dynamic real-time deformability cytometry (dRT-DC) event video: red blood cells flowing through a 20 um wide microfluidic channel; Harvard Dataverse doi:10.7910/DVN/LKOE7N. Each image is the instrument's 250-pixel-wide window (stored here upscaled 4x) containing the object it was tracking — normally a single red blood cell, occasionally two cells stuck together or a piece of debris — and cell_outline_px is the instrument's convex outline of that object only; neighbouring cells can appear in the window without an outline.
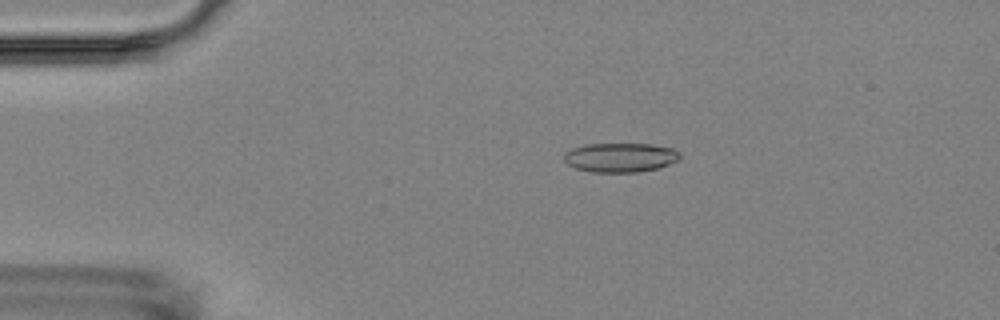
{"species": "Egyptian fruit bat (a non-hibernating species)", "species_latin": "Rousettus aegyptiacus", "temperature_condition": "room temperature", "stored_images_in_passage": 16, "camera_frame_rate_fps": 3000, "um_per_image_px": 0.085, "animal": {"sex": "female"}, "frame": {"image": 1, "passage_image": 3, "time_ms": 2.333, "image_size_px": [1000, 320], "cell_outline_px": [[680, 160], [656, 168], [636, 172], [592, 172], [576, 168], [568, 164], [564, 160], [564, 152], [572, 148], [584, 144], [652, 144], [672, 148], [680, 152]], "centroid_in_image_um": [52.72, 13.37], "position_along_channel_um": 32.3, "area_um2": 19.77}}
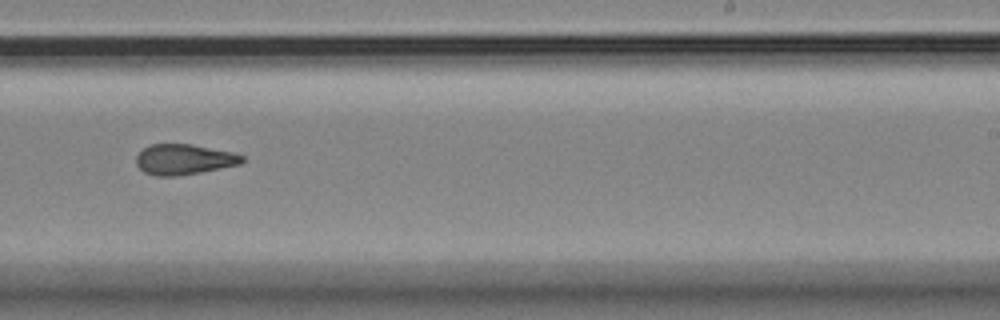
{"frame": {"image": 2, "passage_image": 10, "time_ms": 10.333, "image_size_px": [1000, 320], "cell_outline_px": [[244, 160], [240, 164], [200, 172], [176, 176], [156, 176], [144, 172], [136, 164], [136, 156], [148, 144], [192, 144], [232, 152], [244, 156]], "centroid_in_image_um": [15.62, 13.54], "position_along_channel_um": 273.4, "area_um2": 18.73}}
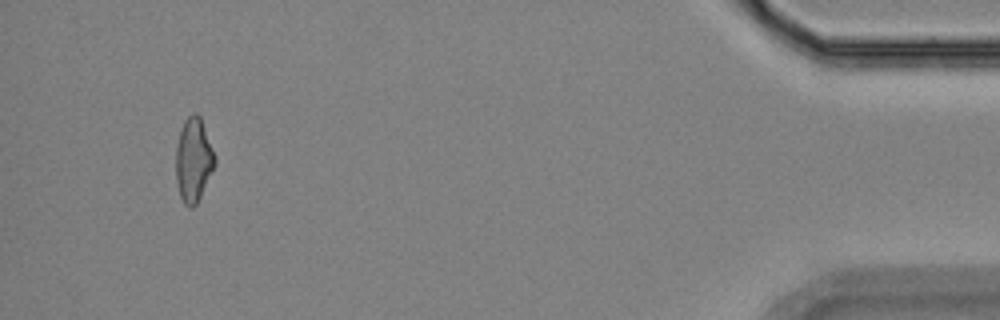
{"frame": {"image": 3, "passage_image": 15, "time_ms": 16.333, "image_size_px": [1000, 320], "cell_outline_px": [[216, 164], [196, 204], [192, 208], [188, 208], [184, 204], [180, 196], [176, 180], [176, 148], [180, 132], [184, 120], [192, 112], [196, 112], [200, 116], [216, 156]], "centroid_in_image_um": [16.45, 13.58], "position_along_channel_um": 418.7, "area_um2": 19.07}, "authors_computed_cell_mechanics": {"area_um2": 19.3341, "velocity_mm_per_s": 3.5798, "shape_relaxation_time_tau1_ms": null, "shape_relaxation_time_tau2_ms": 2.2767, "deformation_change_tau1": null, "deformation_change_tau2": 0.097}}